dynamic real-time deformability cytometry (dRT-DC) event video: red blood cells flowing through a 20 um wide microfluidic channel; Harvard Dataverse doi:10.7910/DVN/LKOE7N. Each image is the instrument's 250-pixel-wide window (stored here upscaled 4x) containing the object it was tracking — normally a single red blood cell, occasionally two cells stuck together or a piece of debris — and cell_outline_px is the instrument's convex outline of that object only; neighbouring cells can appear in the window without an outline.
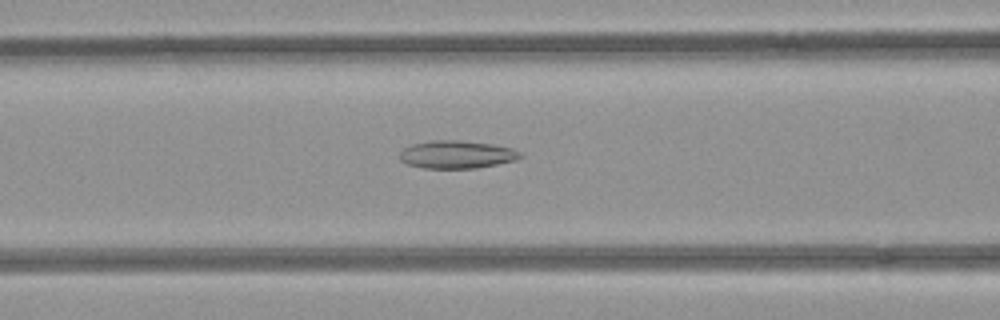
{"species": "common noctule bat (a hibernating species)", "species_latin": "Nyctalus noctula", "temperature_condition": "room temperature", "stored_images_in_passage": 37, "camera_frame_rate_fps": 3000, "um_per_image_px": 0.085, "animal": {"sex": "female", "body_mass_g": 21.9}, "frame": {"image": 1, "passage_image": 13, "time_ms": 4.0, "image_size_px": [1000, 320], "cell_outline_px": [[524, 156], [516, 160], [476, 168], [424, 168], [408, 164], [400, 160], [400, 152], [404, 148], [412, 144], [432, 140], [460, 140], [492, 144], [512, 148], [520, 152]], "centroid_in_image_um": [38.83, 13.13], "position_along_channel_um": 127.8, "area_um2": 19.54}}
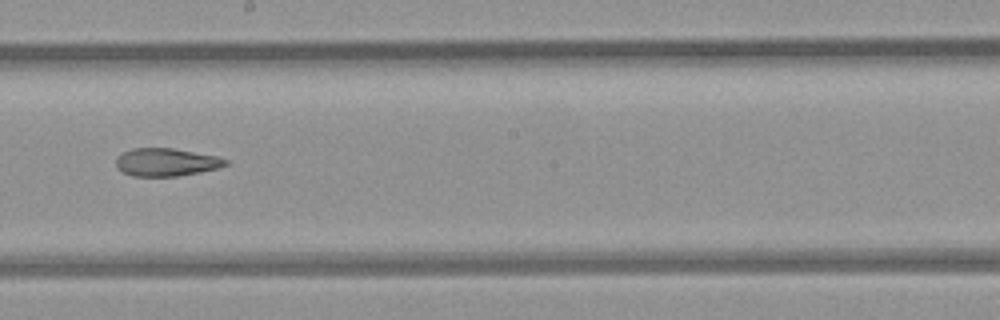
{"frame": {"image": 2, "passage_image": 21, "time_ms": 6.667, "image_size_px": [1000, 320], "cell_outline_px": [[228, 164], [216, 168], [200, 172], [176, 176], [132, 176], [116, 168], [116, 156], [132, 148], [172, 148], [216, 156], [228, 160]], "centroid_in_image_um": [14.09, 13.78], "position_along_channel_um": 234.1, "area_um2": 17.69}}
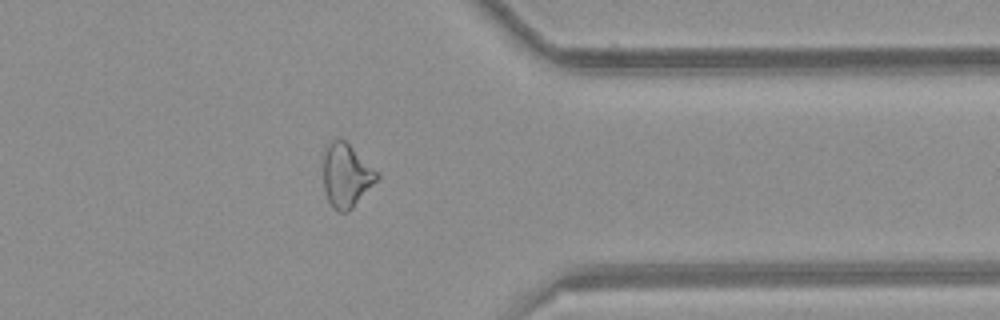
{"frame": {"image": 3, "passage_image": 33, "time_ms": 10.667, "image_size_px": [1000, 320], "cell_outline_px": [[380, 176], [352, 208], [348, 212], [336, 212], [328, 200], [324, 188], [324, 152], [328, 144], [336, 136], [344, 140], [380, 172]], "centroid_in_image_um": [29.44, 14.89], "position_along_channel_um": 382.0, "area_um2": 19.88}, "authors_computed_cell_mechanics": {"area_um2": 19.5364, "velocity_mm_per_s": 3.9873, "shape_relaxation_time_tau1_ms": null, "shape_relaxation_time_tau2_ms": 5.2506, "deformation_change_tau1": null, "deformation_change_tau2": 0.1571}}